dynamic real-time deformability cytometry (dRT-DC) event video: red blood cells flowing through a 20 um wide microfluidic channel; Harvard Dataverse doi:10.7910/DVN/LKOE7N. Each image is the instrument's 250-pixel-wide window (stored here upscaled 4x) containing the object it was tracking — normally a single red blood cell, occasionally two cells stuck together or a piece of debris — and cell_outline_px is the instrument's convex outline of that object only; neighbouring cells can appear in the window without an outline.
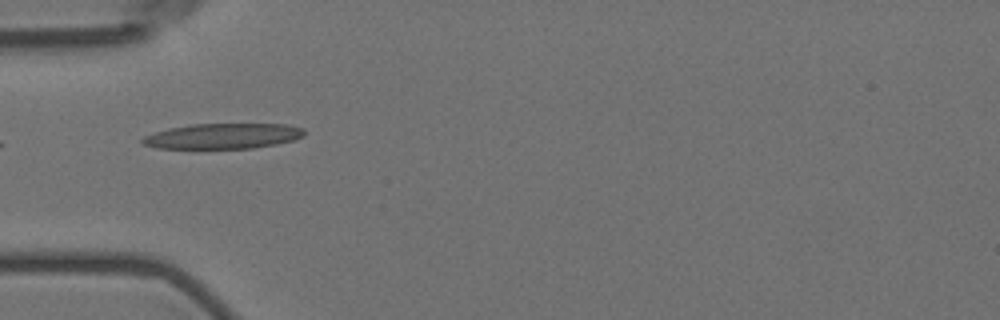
{"species": "Egyptian fruit bat (a non-hibernating species)", "species_latin": "Rousettus aegyptiacus", "temperature_condition": "room temperature", "stored_images_in_passage": 6, "camera_frame_rate_fps": 3000, "um_per_image_px": 0.085, "animal": {"sex": "female"}, "frame": {"image": 1, "passage_image": 3, "time_ms": 2.333, "image_size_px": [1000, 320], "cell_outline_px": [[304, 136], [292, 140], [276, 144], [252, 148], [156, 148], [144, 144], [140, 140], [144, 136], [168, 128], [192, 124], [288, 124], [304, 128]], "centroid_in_image_um": [18.96, 11.56], "position_along_channel_um": 66.0, "area_um2": 23.81}}
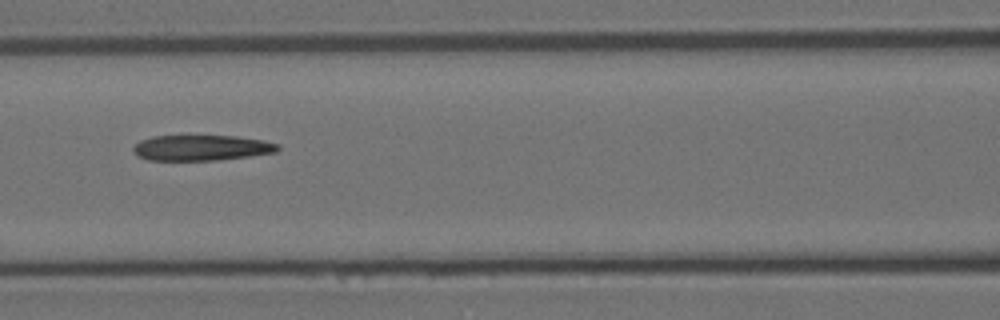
{"frame": {"image": 2, "passage_image": 5, "time_ms": 4.667, "image_size_px": [1000, 320], "cell_outline_px": [[280, 148], [276, 152], [248, 156], [216, 160], [148, 160], [136, 156], [132, 148], [140, 140], [152, 136], [236, 136], [264, 140], [280, 144]], "centroid_in_image_um": [17.12, 12.56], "position_along_channel_um": 149.5, "area_um2": 21.56}}
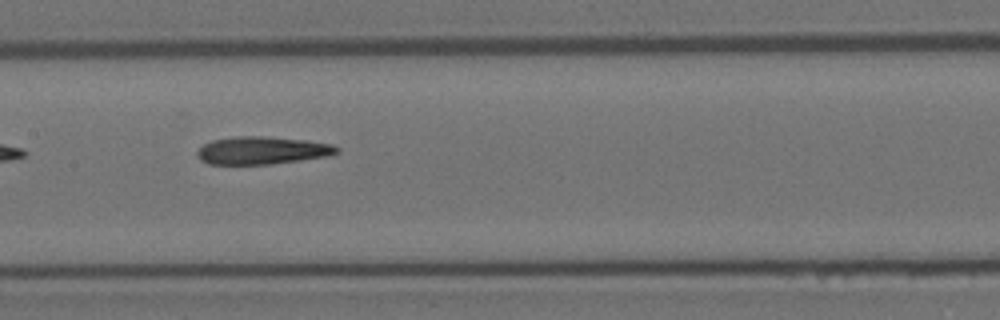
{"frame": {"image": 3, "passage_image": 6, "time_ms": 5.667, "image_size_px": [1000, 320], "cell_outline_px": [[340, 152], [328, 156], [300, 160], [268, 164], [208, 164], [200, 160], [196, 156], [196, 152], [204, 144], [212, 140], [236, 136], [260, 136], [304, 140], [332, 144], [340, 148]], "centroid_in_image_um": [22.27, 12.79], "position_along_channel_um": 185.1, "area_um2": 22.48}}